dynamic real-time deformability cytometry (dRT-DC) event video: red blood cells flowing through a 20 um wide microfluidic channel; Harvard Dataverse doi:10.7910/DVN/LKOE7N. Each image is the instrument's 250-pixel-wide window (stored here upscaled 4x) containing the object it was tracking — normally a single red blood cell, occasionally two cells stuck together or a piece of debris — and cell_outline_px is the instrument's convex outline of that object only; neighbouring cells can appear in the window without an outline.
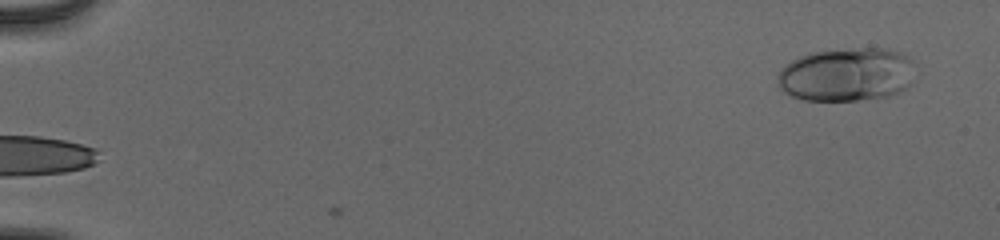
{"species": "human", "species_latin": "Homo sapiens", "temperature_condition": "cold", "stored_images_in_passage": 51, "camera_frame_rate_fps": 3000, "um_per_image_px": 0.085, "donor": {"sex": "male"}, "frame": {"image": 1, "passage_image": 1, "time_ms": 0.0, "image_size_px": [1000, 240], "cell_outline_px": [[916, 64], [912, 84], [888, 96], [856, 100], [804, 100], [792, 96], [784, 92], [776, 84], [776, 80], [780, 68], [784, 64], [808, 52], [860, 48], [888, 48], [900, 52], [912, 60]], "centroid_in_image_um": [71.96, 6.32], "position_along_channel_um": 13.0, "area_um2": 43.41}}
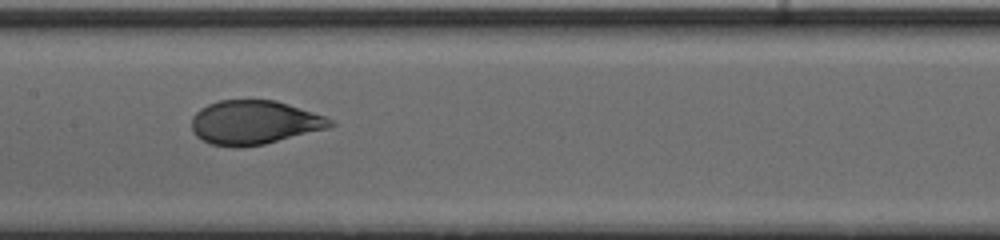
{"frame": {"image": 2, "passage_image": 27, "time_ms": 8.667, "image_size_px": [1000, 240], "cell_outline_px": [[336, 124], [328, 128], [264, 144], [240, 148], [236, 148], [212, 144], [200, 140], [192, 132], [192, 116], [200, 108], [208, 104], [220, 100], [276, 100], [324, 116], [332, 120]], "centroid_in_image_um": [21.57, 10.42], "position_along_channel_um": 185.8, "area_um2": 35.55}}
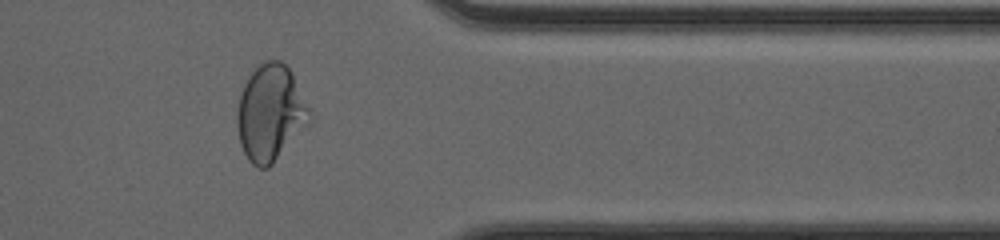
{"frame": {"image": 3, "passage_image": 43, "time_ms": 14.0, "image_size_px": [1000, 240], "cell_outline_px": [[312, 120], [272, 164], [268, 168], [260, 168], [252, 164], [248, 160], [240, 144], [236, 124], [236, 112], [240, 96], [244, 84], [248, 76], [260, 64], [268, 60], [280, 60], [292, 72], [312, 112]], "centroid_in_image_um": [22.99, 9.6], "position_along_channel_um": 388.4, "area_um2": 40.69}, "authors_computed_cell_mechanics": {"area_um2": 38.3792, "velocity_mm_per_s": 3.9598, "shape_relaxation_time_tau1_ms": 4.7463, "shape_relaxation_time_tau2_ms": null, "deformation_change_tau1": 0.1985, "deformation_change_tau2": null}}